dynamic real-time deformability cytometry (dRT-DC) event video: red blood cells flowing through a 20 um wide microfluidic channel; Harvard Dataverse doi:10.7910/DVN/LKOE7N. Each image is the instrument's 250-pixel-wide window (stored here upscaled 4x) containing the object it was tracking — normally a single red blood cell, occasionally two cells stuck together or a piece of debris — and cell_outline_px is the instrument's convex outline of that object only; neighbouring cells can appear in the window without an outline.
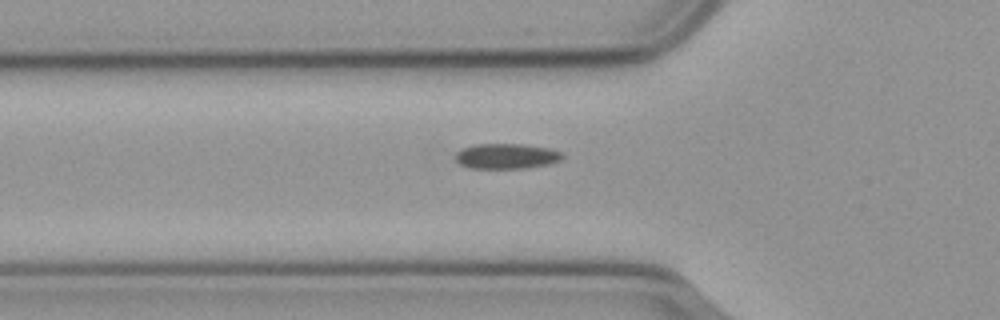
{"species": "common noctule bat (a hibernating species)", "species_latin": "Nyctalus noctula", "temperature_condition": "cold", "stored_images_in_passage": 36, "camera_frame_rate_fps": 3000, "um_per_image_px": 0.085, "animal": {"sex": "male", "body_mass_g": 23.1, "forearm_length_mm": 52.7}, "frame": {"image": 1, "passage_image": 2, "time_ms": 0.333, "image_size_px": [1000, 320], "cell_outline_px": [[564, 156], [560, 160], [548, 164], [524, 168], [468, 168], [460, 164], [456, 160], [456, 152], [460, 148], [472, 144], [524, 144], [548, 148], [560, 152]], "centroid_in_image_um": [43.0, 13.26], "position_along_channel_um": 82.8, "area_um2": 15.78}}
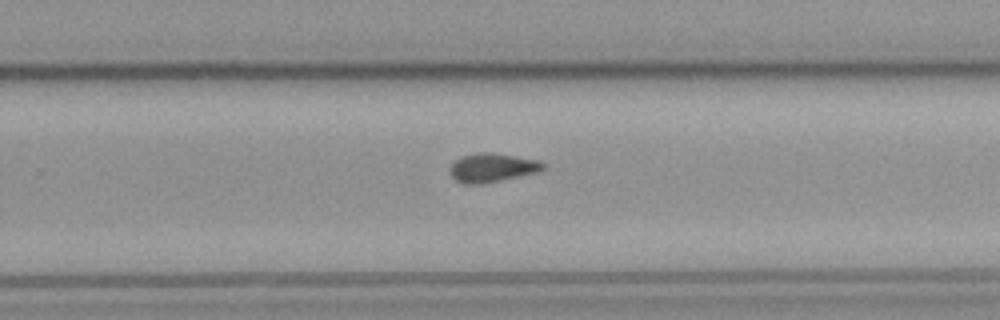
{"frame": {"image": 2, "passage_image": 19, "time_ms": 6.0, "image_size_px": [1000, 320], "cell_outline_px": [[544, 168], [540, 172], [484, 184], [464, 184], [456, 180], [452, 176], [448, 168], [460, 156], [480, 152], [492, 152], [540, 160], [544, 164]], "centroid_in_image_um": [41.85, 14.25], "position_along_channel_um": 288.0, "area_um2": 15.9}}
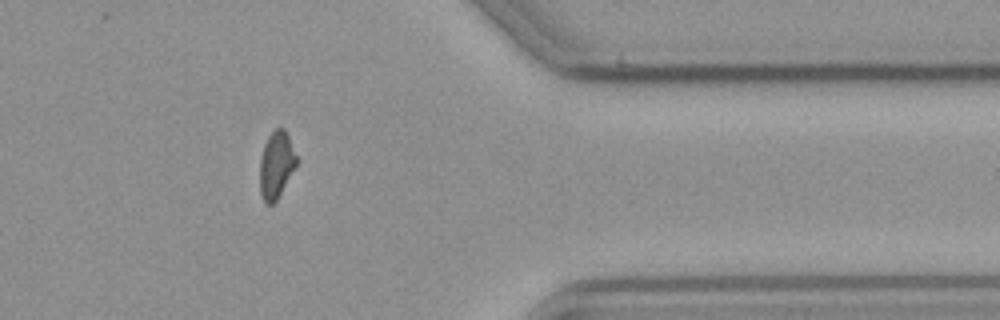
{"frame": {"image": 3, "passage_image": 29, "time_ms": 9.333, "image_size_px": [1000, 320], "cell_outline_px": [[300, 160], [276, 200], [272, 204], [264, 204], [260, 192], [260, 160], [264, 144], [268, 136], [276, 128], [284, 128]], "centroid_in_image_um": [23.5, 14.01], "position_along_channel_um": 387.9, "area_um2": 14.45}}